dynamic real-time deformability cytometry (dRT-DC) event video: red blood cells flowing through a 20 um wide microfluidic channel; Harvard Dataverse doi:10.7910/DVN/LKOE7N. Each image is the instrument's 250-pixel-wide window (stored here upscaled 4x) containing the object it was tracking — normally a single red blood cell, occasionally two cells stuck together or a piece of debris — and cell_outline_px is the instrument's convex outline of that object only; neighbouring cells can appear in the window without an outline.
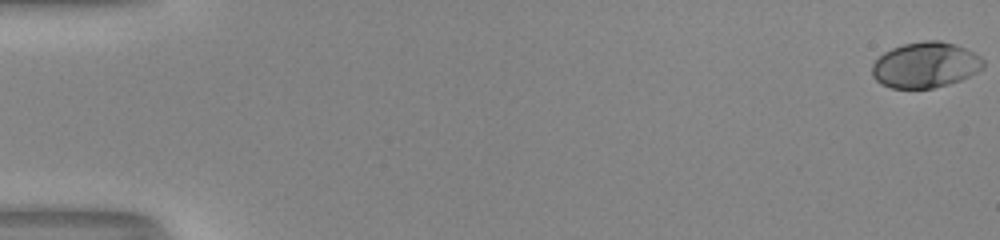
{"species": "human", "species_latin": "Homo sapiens", "temperature_condition": "room temperature", "stored_images_in_passage": 54, "camera_frame_rate_fps": 3000, "um_per_image_px": 0.085, "donor": {"sex": "male"}, "frame": {"image": 1, "passage_image": 1, "time_ms": 0.0, "image_size_px": [1000, 240], "cell_outline_px": [[984, 68], [960, 80], [948, 84], [932, 88], [892, 88], [880, 84], [872, 76], [872, 64], [884, 52], [892, 48], [904, 44], [924, 40], [940, 40], [956, 44], [980, 56], [984, 60]], "centroid_in_image_um": [78.65, 5.52], "position_along_channel_um": 6.3, "area_um2": 29.59}}
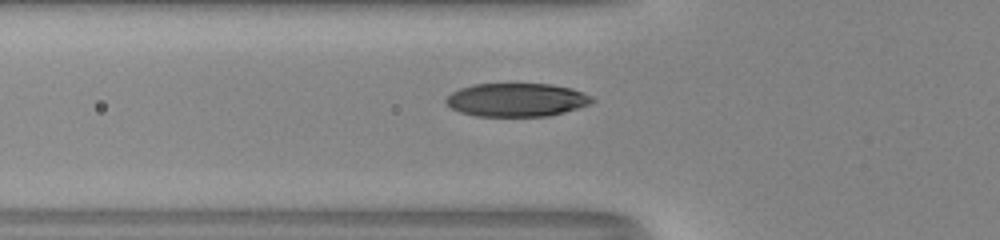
{"frame": {"image": 2, "passage_image": 21, "time_ms": 6.667, "image_size_px": [1000, 240], "cell_outline_px": [[596, 100], [588, 104], [564, 112], [548, 116], [476, 116], [460, 112], [452, 108], [444, 100], [452, 92], [460, 88], [472, 84], [552, 84], [572, 88], [584, 92], [592, 96]], "centroid_in_image_um": [43.92, 8.48], "position_along_channel_um": 81.9, "area_um2": 28.44}}
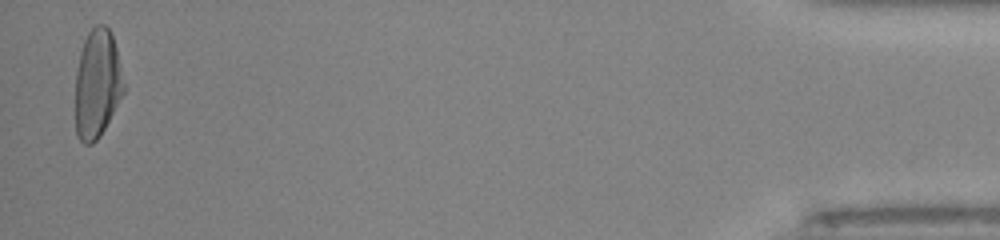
{"frame": {"image": 3, "passage_image": 53, "time_ms": 17.333, "image_size_px": [1000, 240], "cell_outline_px": [[124, 92], [100, 136], [92, 144], [84, 144], [76, 136], [76, 72], [80, 52], [84, 40], [88, 32], [96, 24], [104, 24], [112, 32], [116, 48], [124, 84]], "centroid_in_image_um": [8.26, 7.11], "position_along_channel_um": 426.9, "area_um2": 30.52}, "authors_computed_cell_mechanics": {"area_um2": 29.5936, "velocity_mm_per_s": 4.0717, "shape_relaxation_time_tau1_ms": 3.9759, "shape_relaxation_time_tau2_ms": null, "deformation_change_tau1": 0.2105, "deformation_change_tau2": null}}